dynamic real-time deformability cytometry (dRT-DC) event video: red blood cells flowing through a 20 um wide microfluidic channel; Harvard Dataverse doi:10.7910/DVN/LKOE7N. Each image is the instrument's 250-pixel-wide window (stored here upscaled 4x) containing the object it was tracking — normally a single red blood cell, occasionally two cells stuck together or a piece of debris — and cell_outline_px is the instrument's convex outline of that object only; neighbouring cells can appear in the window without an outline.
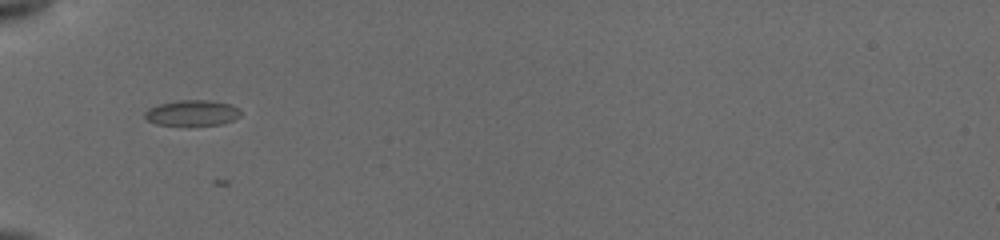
{"species": "common noctule bat (a hibernating species)", "species_latin": "Nyctalus noctula", "temperature_condition": "cold", "stored_images_in_passage": 22, "camera_frame_rate_fps": 3000, "um_per_image_px": 0.085, "animal": {"sex": "female", "body_mass_g": 19.5, "forearm_length_mm": 54.1}, "frame": {"image": 1, "passage_image": 2, "time_ms": 0.667, "image_size_px": [1000, 240], "cell_outline_px": [[240, 116], [232, 120], [220, 124], [156, 124], [148, 120], [144, 116], [144, 112], [148, 108], [160, 104], [180, 100], [208, 100], [228, 104], [240, 108]], "centroid_in_image_um": [16.33, 9.58], "position_along_channel_um": 68.7, "area_um2": 13.93}}
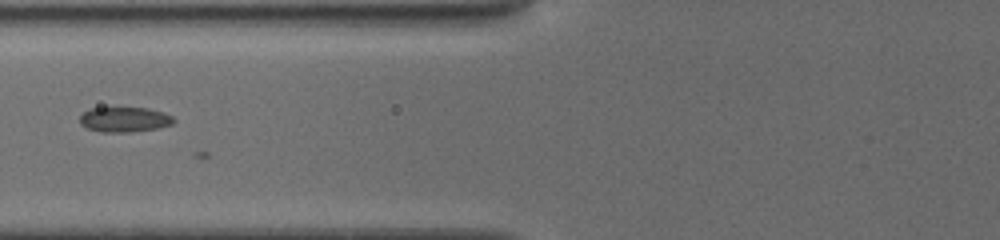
{"frame": {"image": 2, "passage_image": 5, "time_ms": 2.0, "image_size_px": [1000, 240], "cell_outline_px": [[176, 120], [172, 124], [156, 128], [132, 132], [100, 132], [88, 128], [80, 124], [80, 116], [88, 108], [116, 104], [148, 108], [164, 112], [172, 116]], "centroid_in_image_um": [10.54, 10.09], "position_along_channel_um": 115.3, "area_um2": 14.57}}
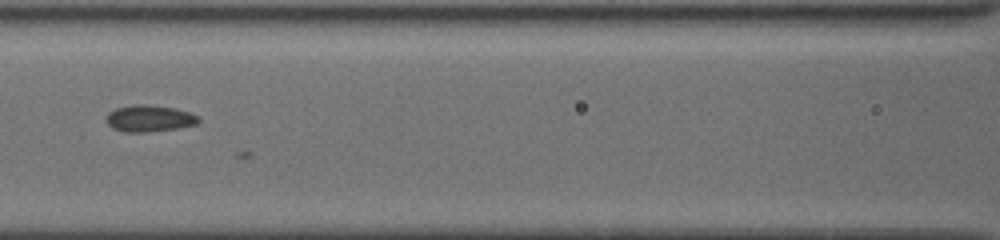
{"frame": {"image": 3, "passage_image": 7, "time_ms": 3.0, "image_size_px": [1000, 240], "cell_outline_px": [[200, 120], [196, 124], [180, 128], [144, 132], [124, 132], [112, 128], [104, 120], [108, 112], [116, 108], [132, 104], [148, 104], [176, 108], [188, 112], [196, 116]], "centroid_in_image_um": [12.64, 10.06], "position_along_channel_um": 154.0, "area_um2": 14.45}}